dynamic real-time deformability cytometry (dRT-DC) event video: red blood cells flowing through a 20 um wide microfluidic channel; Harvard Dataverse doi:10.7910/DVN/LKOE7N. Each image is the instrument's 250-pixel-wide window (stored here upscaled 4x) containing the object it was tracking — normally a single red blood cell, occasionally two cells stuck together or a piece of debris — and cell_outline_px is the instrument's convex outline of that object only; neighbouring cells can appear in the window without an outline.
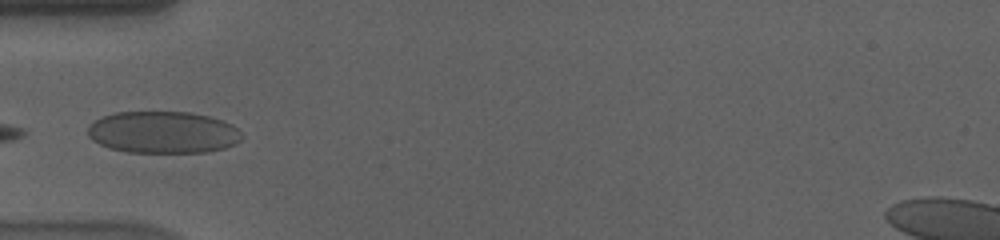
{"species": "human", "species_latin": "Homo sapiens", "temperature_condition": "cold", "stored_images_in_passage": 3, "camera_frame_rate_fps": 3000, "um_per_image_px": 0.085, "donor": {"sex": "male"}, "frame": {"image": 1, "passage_image": 1, "time_ms": 0.0, "image_size_px": [1000, 240], "cell_outline_px": [[244, 136], [236, 144], [224, 148], [208, 152], [124, 152], [100, 144], [92, 140], [88, 136], [88, 124], [100, 116], [116, 112], [192, 112], [208, 116], [232, 124]], "centroid_in_image_um": [13.84, 11.24], "position_along_channel_um": 71.2, "area_um2": 37.86}}